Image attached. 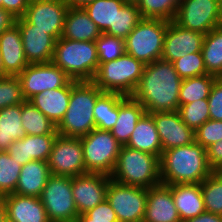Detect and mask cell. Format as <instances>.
I'll return each mask as SVG.
<instances>
[{"instance_id": "obj_43", "label": "cell", "mask_w": 222, "mask_h": 222, "mask_svg": "<svg viewBox=\"0 0 222 222\" xmlns=\"http://www.w3.org/2000/svg\"><path fill=\"white\" fill-rule=\"evenodd\" d=\"M195 142L205 149L222 140V121L207 120L195 132Z\"/></svg>"}, {"instance_id": "obj_19", "label": "cell", "mask_w": 222, "mask_h": 222, "mask_svg": "<svg viewBox=\"0 0 222 222\" xmlns=\"http://www.w3.org/2000/svg\"><path fill=\"white\" fill-rule=\"evenodd\" d=\"M142 222H182L174 204L171 188L168 185L160 183L148 188Z\"/></svg>"}, {"instance_id": "obj_22", "label": "cell", "mask_w": 222, "mask_h": 222, "mask_svg": "<svg viewBox=\"0 0 222 222\" xmlns=\"http://www.w3.org/2000/svg\"><path fill=\"white\" fill-rule=\"evenodd\" d=\"M6 216L16 222H50L40 197L11 193L3 196Z\"/></svg>"}, {"instance_id": "obj_56", "label": "cell", "mask_w": 222, "mask_h": 222, "mask_svg": "<svg viewBox=\"0 0 222 222\" xmlns=\"http://www.w3.org/2000/svg\"><path fill=\"white\" fill-rule=\"evenodd\" d=\"M217 2L222 6V0H217Z\"/></svg>"}, {"instance_id": "obj_36", "label": "cell", "mask_w": 222, "mask_h": 222, "mask_svg": "<svg viewBox=\"0 0 222 222\" xmlns=\"http://www.w3.org/2000/svg\"><path fill=\"white\" fill-rule=\"evenodd\" d=\"M21 168L7 151L0 152V197L15 192Z\"/></svg>"}, {"instance_id": "obj_7", "label": "cell", "mask_w": 222, "mask_h": 222, "mask_svg": "<svg viewBox=\"0 0 222 222\" xmlns=\"http://www.w3.org/2000/svg\"><path fill=\"white\" fill-rule=\"evenodd\" d=\"M168 21L143 18L124 40L125 53L145 65L161 59Z\"/></svg>"}, {"instance_id": "obj_31", "label": "cell", "mask_w": 222, "mask_h": 222, "mask_svg": "<svg viewBox=\"0 0 222 222\" xmlns=\"http://www.w3.org/2000/svg\"><path fill=\"white\" fill-rule=\"evenodd\" d=\"M124 96L118 93L103 92L94 105L95 126L111 131L119 116V101Z\"/></svg>"}, {"instance_id": "obj_44", "label": "cell", "mask_w": 222, "mask_h": 222, "mask_svg": "<svg viewBox=\"0 0 222 222\" xmlns=\"http://www.w3.org/2000/svg\"><path fill=\"white\" fill-rule=\"evenodd\" d=\"M75 222H118L115 211L107 200L86 213L78 215Z\"/></svg>"}, {"instance_id": "obj_5", "label": "cell", "mask_w": 222, "mask_h": 222, "mask_svg": "<svg viewBox=\"0 0 222 222\" xmlns=\"http://www.w3.org/2000/svg\"><path fill=\"white\" fill-rule=\"evenodd\" d=\"M117 183L150 188L161 183L160 158L127 146H121L111 175Z\"/></svg>"}, {"instance_id": "obj_16", "label": "cell", "mask_w": 222, "mask_h": 222, "mask_svg": "<svg viewBox=\"0 0 222 222\" xmlns=\"http://www.w3.org/2000/svg\"><path fill=\"white\" fill-rule=\"evenodd\" d=\"M29 64L52 62L56 40L44 30L35 28L24 17L16 19Z\"/></svg>"}, {"instance_id": "obj_57", "label": "cell", "mask_w": 222, "mask_h": 222, "mask_svg": "<svg viewBox=\"0 0 222 222\" xmlns=\"http://www.w3.org/2000/svg\"><path fill=\"white\" fill-rule=\"evenodd\" d=\"M0 8H2V0H0Z\"/></svg>"}, {"instance_id": "obj_21", "label": "cell", "mask_w": 222, "mask_h": 222, "mask_svg": "<svg viewBox=\"0 0 222 222\" xmlns=\"http://www.w3.org/2000/svg\"><path fill=\"white\" fill-rule=\"evenodd\" d=\"M0 54L7 75L18 76L29 65L17 24L0 34Z\"/></svg>"}, {"instance_id": "obj_50", "label": "cell", "mask_w": 222, "mask_h": 222, "mask_svg": "<svg viewBox=\"0 0 222 222\" xmlns=\"http://www.w3.org/2000/svg\"><path fill=\"white\" fill-rule=\"evenodd\" d=\"M70 8H84L95 0H64Z\"/></svg>"}, {"instance_id": "obj_29", "label": "cell", "mask_w": 222, "mask_h": 222, "mask_svg": "<svg viewBox=\"0 0 222 222\" xmlns=\"http://www.w3.org/2000/svg\"><path fill=\"white\" fill-rule=\"evenodd\" d=\"M124 4V0H95L84 10L102 33L115 36L116 13Z\"/></svg>"}, {"instance_id": "obj_34", "label": "cell", "mask_w": 222, "mask_h": 222, "mask_svg": "<svg viewBox=\"0 0 222 222\" xmlns=\"http://www.w3.org/2000/svg\"><path fill=\"white\" fill-rule=\"evenodd\" d=\"M216 76L205 74L202 76L183 79L179 91V104H188L199 99H208Z\"/></svg>"}, {"instance_id": "obj_32", "label": "cell", "mask_w": 222, "mask_h": 222, "mask_svg": "<svg viewBox=\"0 0 222 222\" xmlns=\"http://www.w3.org/2000/svg\"><path fill=\"white\" fill-rule=\"evenodd\" d=\"M201 52L207 73L222 77V25L205 34Z\"/></svg>"}, {"instance_id": "obj_27", "label": "cell", "mask_w": 222, "mask_h": 222, "mask_svg": "<svg viewBox=\"0 0 222 222\" xmlns=\"http://www.w3.org/2000/svg\"><path fill=\"white\" fill-rule=\"evenodd\" d=\"M125 146L161 157L162 143L150 113L145 112L138 120L135 130Z\"/></svg>"}, {"instance_id": "obj_23", "label": "cell", "mask_w": 222, "mask_h": 222, "mask_svg": "<svg viewBox=\"0 0 222 222\" xmlns=\"http://www.w3.org/2000/svg\"><path fill=\"white\" fill-rule=\"evenodd\" d=\"M70 96L71 80L64 87L34 95L29 102L57 126L68 109Z\"/></svg>"}, {"instance_id": "obj_47", "label": "cell", "mask_w": 222, "mask_h": 222, "mask_svg": "<svg viewBox=\"0 0 222 222\" xmlns=\"http://www.w3.org/2000/svg\"><path fill=\"white\" fill-rule=\"evenodd\" d=\"M30 0H2V8L10 12L14 17H23Z\"/></svg>"}, {"instance_id": "obj_53", "label": "cell", "mask_w": 222, "mask_h": 222, "mask_svg": "<svg viewBox=\"0 0 222 222\" xmlns=\"http://www.w3.org/2000/svg\"><path fill=\"white\" fill-rule=\"evenodd\" d=\"M125 3L137 4L139 0H124Z\"/></svg>"}, {"instance_id": "obj_10", "label": "cell", "mask_w": 222, "mask_h": 222, "mask_svg": "<svg viewBox=\"0 0 222 222\" xmlns=\"http://www.w3.org/2000/svg\"><path fill=\"white\" fill-rule=\"evenodd\" d=\"M173 21L182 28L207 34L222 25V6L217 0H179Z\"/></svg>"}, {"instance_id": "obj_14", "label": "cell", "mask_w": 222, "mask_h": 222, "mask_svg": "<svg viewBox=\"0 0 222 222\" xmlns=\"http://www.w3.org/2000/svg\"><path fill=\"white\" fill-rule=\"evenodd\" d=\"M68 8L64 0H30L23 17L57 41L62 36Z\"/></svg>"}, {"instance_id": "obj_3", "label": "cell", "mask_w": 222, "mask_h": 222, "mask_svg": "<svg viewBox=\"0 0 222 222\" xmlns=\"http://www.w3.org/2000/svg\"><path fill=\"white\" fill-rule=\"evenodd\" d=\"M103 92L92 81L71 79V96L68 109L57 125L59 135L82 137L96 128L94 105Z\"/></svg>"}, {"instance_id": "obj_54", "label": "cell", "mask_w": 222, "mask_h": 222, "mask_svg": "<svg viewBox=\"0 0 222 222\" xmlns=\"http://www.w3.org/2000/svg\"><path fill=\"white\" fill-rule=\"evenodd\" d=\"M3 222H16V221H13L10 218L6 217Z\"/></svg>"}, {"instance_id": "obj_51", "label": "cell", "mask_w": 222, "mask_h": 222, "mask_svg": "<svg viewBox=\"0 0 222 222\" xmlns=\"http://www.w3.org/2000/svg\"><path fill=\"white\" fill-rule=\"evenodd\" d=\"M6 217L5 203L3 197H0V222H3Z\"/></svg>"}, {"instance_id": "obj_1", "label": "cell", "mask_w": 222, "mask_h": 222, "mask_svg": "<svg viewBox=\"0 0 222 222\" xmlns=\"http://www.w3.org/2000/svg\"><path fill=\"white\" fill-rule=\"evenodd\" d=\"M181 82L173 63L158 59L145 65L132 97L144 107L146 113L177 111Z\"/></svg>"}, {"instance_id": "obj_4", "label": "cell", "mask_w": 222, "mask_h": 222, "mask_svg": "<svg viewBox=\"0 0 222 222\" xmlns=\"http://www.w3.org/2000/svg\"><path fill=\"white\" fill-rule=\"evenodd\" d=\"M52 62L72 80L92 81L99 67L96 43L60 37L55 42Z\"/></svg>"}, {"instance_id": "obj_33", "label": "cell", "mask_w": 222, "mask_h": 222, "mask_svg": "<svg viewBox=\"0 0 222 222\" xmlns=\"http://www.w3.org/2000/svg\"><path fill=\"white\" fill-rule=\"evenodd\" d=\"M21 117L26 135H58L57 126L29 101L22 103Z\"/></svg>"}, {"instance_id": "obj_20", "label": "cell", "mask_w": 222, "mask_h": 222, "mask_svg": "<svg viewBox=\"0 0 222 222\" xmlns=\"http://www.w3.org/2000/svg\"><path fill=\"white\" fill-rule=\"evenodd\" d=\"M58 135H25L14 141L7 150L8 154L20 165L42 160L48 161L53 143Z\"/></svg>"}, {"instance_id": "obj_35", "label": "cell", "mask_w": 222, "mask_h": 222, "mask_svg": "<svg viewBox=\"0 0 222 222\" xmlns=\"http://www.w3.org/2000/svg\"><path fill=\"white\" fill-rule=\"evenodd\" d=\"M200 188L205 211L222 215V176L217 171H213L200 183Z\"/></svg>"}, {"instance_id": "obj_15", "label": "cell", "mask_w": 222, "mask_h": 222, "mask_svg": "<svg viewBox=\"0 0 222 222\" xmlns=\"http://www.w3.org/2000/svg\"><path fill=\"white\" fill-rule=\"evenodd\" d=\"M111 176L86 173L72 178V194L78 215L86 213L106 200Z\"/></svg>"}, {"instance_id": "obj_28", "label": "cell", "mask_w": 222, "mask_h": 222, "mask_svg": "<svg viewBox=\"0 0 222 222\" xmlns=\"http://www.w3.org/2000/svg\"><path fill=\"white\" fill-rule=\"evenodd\" d=\"M144 113V107L132 96H124L119 101V116L111 133L121 146L128 143L138 120Z\"/></svg>"}, {"instance_id": "obj_48", "label": "cell", "mask_w": 222, "mask_h": 222, "mask_svg": "<svg viewBox=\"0 0 222 222\" xmlns=\"http://www.w3.org/2000/svg\"><path fill=\"white\" fill-rule=\"evenodd\" d=\"M16 19L10 12L0 8V34L16 24Z\"/></svg>"}, {"instance_id": "obj_8", "label": "cell", "mask_w": 222, "mask_h": 222, "mask_svg": "<svg viewBox=\"0 0 222 222\" xmlns=\"http://www.w3.org/2000/svg\"><path fill=\"white\" fill-rule=\"evenodd\" d=\"M80 140L86 172L111 176L121 149L120 143L111 131L95 128L89 134L80 137Z\"/></svg>"}, {"instance_id": "obj_11", "label": "cell", "mask_w": 222, "mask_h": 222, "mask_svg": "<svg viewBox=\"0 0 222 222\" xmlns=\"http://www.w3.org/2000/svg\"><path fill=\"white\" fill-rule=\"evenodd\" d=\"M147 195L148 188L123 185L111 179L106 200L115 211L118 222H142Z\"/></svg>"}, {"instance_id": "obj_38", "label": "cell", "mask_w": 222, "mask_h": 222, "mask_svg": "<svg viewBox=\"0 0 222 222\" xmlns=\"http://www.w3.org/2000/svg\"><path fill=\"white\" fill-rule=\"evenodd\" d=\"M178 112L182 121L194 132L210 119L209 104L207 99L179 105Z\"/></svg>"}, {"instance_id": "obj_6", "label": "cell", "mask_w": 222, "mask_h": 222, "mask_svg": "<svg viewBox=\"0 0 222 222\" xmlns=\"http://www.w3.org/2000/svg\"><path fill=\"white\" fill-rule=\"evenodd\" d=\"M145 64L124 53L116 60L99 63L92 82L102 91L132 96L135 92Z\"/></svg>"}, {"instance_id": "obj_2", "label": "cell", "mask_w": 222, "mask_h": 222, "mask_svg": "<svg viewBox=\"0 0 222 222\" xmlns=\"http://www.w3.org/2000/svg\"><path fill=\"white\" fill-rule=\"evenodd\" d=\"M213 170L207 162V150L197 142L162 152L160 178L165 185L200 184Z\"/></svg>"}, {"instance_id": "obj_49", "label": "cell", "mask_w": 222, "mask_h": 222, "mask_svg": "<svg viewBox=\"0 0 222 222\" xmlns=\"http://www.w3.org/2000/svg\"><path fill=\"white\" fill-rule=\"evenodd\" d=\"M183 222H222V215L203 212L199 216L190 218Z\"/></svg>"}, {"instance_id": "obj_24", "label": "cell", "mask_w": 222, "mask_h": 222, "mask_svg": "<svg viewBox=\"0 0 222 222\" xmlns=\"http://www.w3.org/2000/svg\"><path fill=\"white\" fill-rule=\"evenodd\" d=\"M171 188L175 207L183 222L205 212L204 198L200 184H174Z\"/></svg>"}, {"instance_id": "obj_12", "label": "cell", "mask_w": 222, "mask_h": 222, "mask_svg": "<svg viewBox=\"0 0 222 222\" xmlns=\"http://www.w3.org/2000/svg\"><path fill=\"white\" fill-rule=\"evenodd\" d=\"M51 175L75 177L86 174L84 153L80 138L56 137L48 159Z\"/></svg>"}, {"instance_id": "obj_42", "label": "cell", "mask_w": 222, "mask_h": 222, "mask_svg": "<svg viewBox=\"0 0 222 222\" xmlns=\"http://www.w3.org/2000/svg\"><path fill=\"white\" fill-rule=\"evenodd\" d=\"M24 101L18 76L8 75L0 78V109L22 104Z\"/></svg>"}, {"instance_id": "obj_25", "label": "cell", "mask_w": 222, "mask_h": 222, "mask_svg": "<svg viewBox=\"0 0 222 222\" xmlns=\"http://www.w3.org/2000/svg\"><path fill=\"white\" fill-rule=\"evenodd\" d=\"M102 32L84 8H68L62 38L75 41H96Z\"/></svg>"}, {"instance_id": "obj_13", "label": "cell", "mask_w": 222, "mask_h": 222, "mask_svg": "<svg viewBox=\"0 0 222 222\" xmlns=\"http://www.w3.org/2000/svg\"><path fill=\"white\" fill-rule=\"evenodd\" d=\"M22 95L29 101L46 90L64 87L71 78L53 62L29 64L19 75Z\"/></svg>"}, {"instance_id": "obj_17", "label": "cell", "mask_w": 222, "mask_h": 222, "mask_svg": "<svg viewBox=\"0 0 222 222\" xmlns=\"http://www.w3.org/2000/svg\"><path fill=\"white\" fill-rule=\"evenodd\" d=\"M205 34L168 21L161 59L173 62L189 53L201 52Z\"/></svg>"}, {"instance_id": "obj_37", "label": "cell", "mask_w": 222, "mask_h": 222, "mask_svg": "<svg viewBox=\"0 0 222 222\" xmlns=\"http://www.w3.org/2000/svg\"><path fill=\"white\" fill-rule=\"evenodd\" d=\"M179 0H139V7L143 18L174 20Z\"/></svg>"}, {"instance_id": "obj_18", "label": "cell", "mask_w": 222, "mask_h": 222, "mask_svg": "<svg viewBox=\"0 0 222 222\" xmlns=\"http://www.w3.org/2000/svg\"><path fill=\"white\" fill-rule=\"evenodd\" d=\"M150 114L153 116L162 143V152L192 144L195 141L194 131L182 121L178 110Z\"/></svg>"}, {"instance_id": "obj_52", "label": "cell", "mask_w": 222, "mask_h": 222, "mask_svg": "<svg viewBox=\"0 0 222 222\" xmlns=\"http://www.w3.org/2000/svg\"><path fill=\"white\" fill-rule=\"evenodd\" d=\"M6 76H8V75L5 73L3 63H2L1 54H0V78L6 77Z\"/></svg>"}, {"instance_id": "obj_30", "label": "cell", "mask_w": 222, "mask_h": 222, "mask_svg": "<svg viewBox=\"0 0 222 222\" xmlns=\"http://www.w3.org/2000/svg\"><path fill=\"white\" fill-rule=\"evenodd\" d=\"M21 111L22 104L0 109V152L7 151L14 141L26 135L22 127Z\"/></svg>"}, {"instance_id": "obj_40", "label": "cell", "mask_w": 222, "mask_h": 222, "mask_svg": "<svg viewBox=\"0 0 222 222\" xmlns=\"http://www.w3.org/2000/svg\"><path fill=\"white\" fill-rule=\"evenodd\" d=\"M172 63L174 69L182 80L208 74L205 68L202 52L189 53Z\"/></svg>"}, {"instance_id": "obj_55", "label": "cell", "mask_w": 222, "mask_h": 222, "mask_svg": "<svg viewBox=\"0 0 222 222\" xmlns=\"http://www.w3.org/2000/svg\"><path fill=\"white\" fill-rule=\"evenodd\" d=\"M217 172L222 176V167Z\"/></svg>"}, {"instance_id": "obj_46", "label": "cell", "mask_w": 222, "mask_h": 222, "mask_svg": "<svg viewBox=\"0 0 222 222\" xmlns=\"http://www.w3.org/2000/svg\"><path fill=\"white\" fill-rule=\"evenodd\" d=\"M207 162L213 171L222 167V140L212 144L207 149Z\"/></svg>"}, {"instance_id": "obj_9", "label": "cell", "mask_w": 222, "mask_h": 222, "mask_svg": "<svg viewBox=\"0 0 222 222\" xmlns=\"http://www.w3.org/2000/svg\"><path fill=\"white\" fill-rule=\"evenodd\" d=\"M50 222H75L78 217L72 178L50 175L40 196Z\"/></svg>"}, {"instance_id": "obj_45", "label": "cell", "mask_w": 222, "mask_h": 222, "mask_svg": "<svg viewBox=\"0 0 222 222\" xmlns=\"http://www.w3.org/2000/svg\"><path fill=\"white\" fill-rule=\"evenodd\" d=\"M207 100L210 119L222 121V77L214 81Z\"/></svg>"}, {"instance_id": "obj_26", "label": "cell", "mask_w": 222, "mask_h": 222, "mask_svg": "<svg viewBox=\"0 0 222 222\" xmlns=\"http://www.w3.org/2000/svg\"><path fill=\"white\" fill-rule=\"evenodd\" d=\"M50 175L47 161L36 160L28 162L21 168L14 193L40 197Z\"/></svg>"}, {"instance_id": "obj_39", "label": "cell", "mask_w": 222, "mask_h": 222, "mask_svg": "<svg viewBox=\"0 0 222 222\" xmlns=\"http://www.w3.org/2000/svg\"><path fill=\"white\" fill-rule=\"evenodd\" d=\"M142 19L136 4L125 3L116 13L115 37L125 40Z\"/></svg>"}, {"instance_id": "obj_41", "label": "cell", "mask_w": 222, "mask_h": 222, "mask_svg": "<svg viewBox=\"0 0 222 222\" xmlns=\"http://www.w3.org/2000/svg\"><path fill=\"white\" fill-rule=\"evenodd\" d=\"M99 63L116 60L125 53L124 40L102 33L95 41Z\"/></svg>"}]
</instances>
